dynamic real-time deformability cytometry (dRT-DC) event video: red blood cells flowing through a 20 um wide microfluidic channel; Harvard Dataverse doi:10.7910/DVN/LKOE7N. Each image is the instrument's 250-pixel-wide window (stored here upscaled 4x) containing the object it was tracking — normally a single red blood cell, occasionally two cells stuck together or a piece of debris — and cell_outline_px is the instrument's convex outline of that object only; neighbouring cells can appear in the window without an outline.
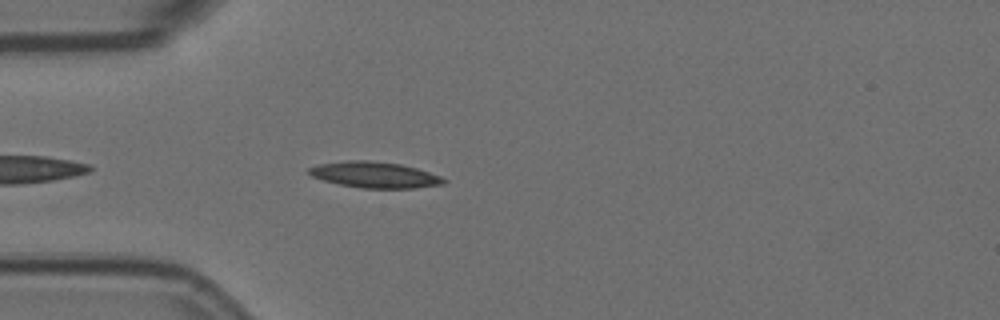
{"species": "Egyptian fruit bat (a non-hibernating species)", "species_latin": "Rousettus aegyptiacus", "temperature_condition": "room temperature", "stored_images_in_passage": 5, "camera_frame_rate_fps": 3000, "um_per_image_px": 0.085, "animal": {"sex": "female"}, "frame": {"image": 1, "passage_image": 5, "time_ms": 1.333, "image_size_px": [1000, 320], "cell_outline_px": [[448, 180], [444, 184], [412, 188], [364, 188], [340, 184], [324, 180], [312, 176], [308, 172], [308, 168], [320, 164], [344, 160], [368, 160], [400, 164], [416, 168], [440, 176]], "centroid_in_image_um": [31.85, 14.85], "position_along_channel_um": 53.1, "area_um2": 20.23}}